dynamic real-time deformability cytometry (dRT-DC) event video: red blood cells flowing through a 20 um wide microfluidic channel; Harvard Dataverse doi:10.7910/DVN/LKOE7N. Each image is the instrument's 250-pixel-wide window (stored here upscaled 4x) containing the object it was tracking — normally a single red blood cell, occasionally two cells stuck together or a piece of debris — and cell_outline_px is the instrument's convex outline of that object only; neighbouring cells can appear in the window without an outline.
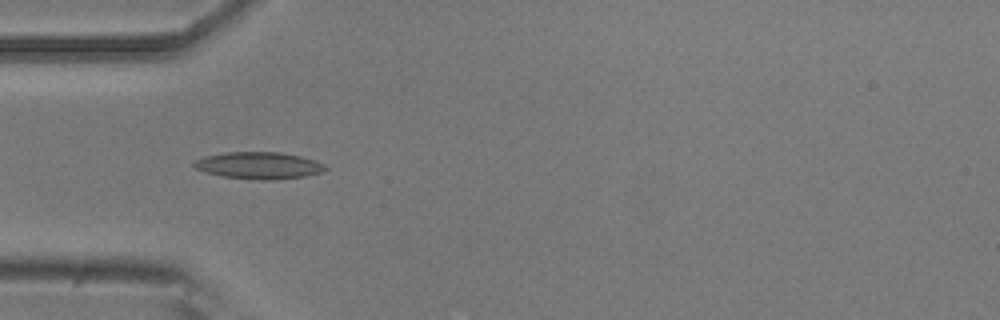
{"species": "common noctule bat (a hibernating species)", "species_latin": "Nyctalus noctula", "temperature_condition": "room temperature", "stored_images_in_passage": 6, "camera_frame_rate_fps": 3000, "um_per_image_px": 0.085, "animal": {"sex": "male", "body_mass_g": 20.5, "forearm_length_mm": 52.5}, "frame": {"image": 1, "passage_image": 4, "time_ms": 1.0, "image_size_px": [1000, 320], "cell_outline_px": [[328, 168], [324, 172], [304, 176], [272, 180], [260, 180], [220, 176], [204, 172], [196, 168], [192, 164], [196, 160], [204, 156], [224, 152], [280, 152], [300, 156], [316, 160], [324, 164]], "centroid_in_image_um": [22.01, 14.06], "position_along_channel_um": 63.0, "area_um2": 20.75}}
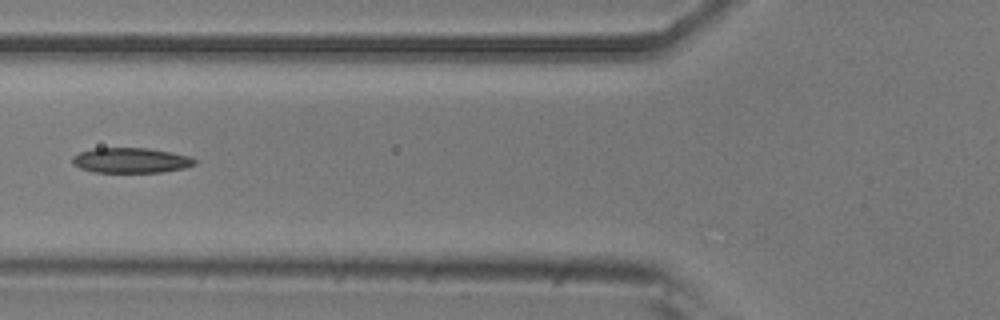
{"frame": {"image": 2, "passage_image": 5, "time_ms": 1.333, "image_size_px": [1000, 320], "cell_outline_px": [[196, 164], [184, 168], [160, 172], [92, 172], [80, 168], [72, 164], [72, 156], [80, 152], [92, 148], [148, 148], [172, 152], [188, 156], [196, 160]], "centroid_in_image_um": [11.09, 13.63], "position_along_channel_um": 114.7, "area_um2": 17.98}}
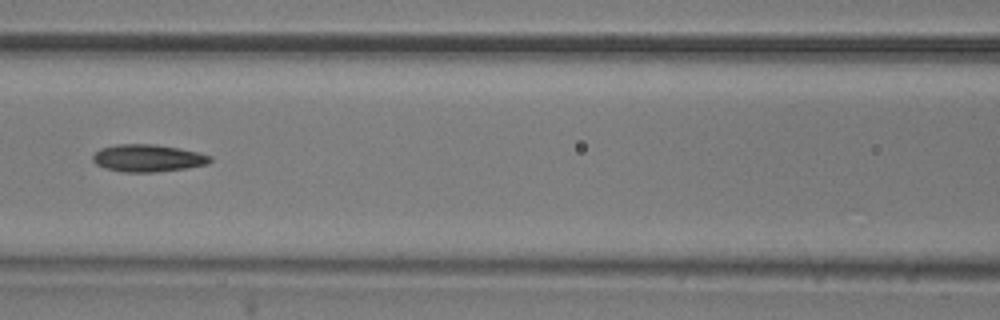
{"frame": {"image": 3, "passage_image": 6, "time_ms": 1.667, "image_size_px": [1000, 320], "cell_outline_px": [[212, 160], [208, 164], [188, 168], [152, 172], [124, 172], [104, 168], [96, 164], [92, 160], [92, 156], [100, 148], [116, 144], [156, 144], [180, 148], [200, 152], [212, 156]], "centroid_in_image_um": [12.59, 13.43], "position_along_channel_um": 154.0, "area_um2": 18.9}}